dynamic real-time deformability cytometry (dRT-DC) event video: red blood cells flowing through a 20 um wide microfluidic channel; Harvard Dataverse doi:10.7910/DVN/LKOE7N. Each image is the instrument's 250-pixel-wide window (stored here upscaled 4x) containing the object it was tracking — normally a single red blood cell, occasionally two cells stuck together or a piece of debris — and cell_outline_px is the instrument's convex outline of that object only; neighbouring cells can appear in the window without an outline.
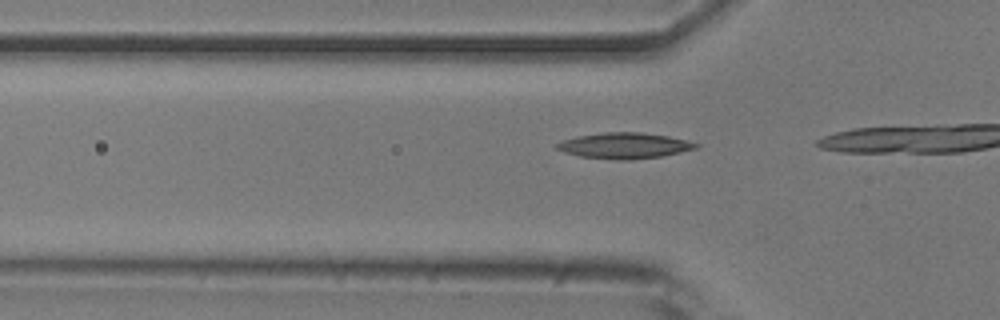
{"species": "common noctule bat (a hibernating species)", "species_latin": "Nyctalus noctula", "temperature_condition": "room temperature", "stored_images_in_passage": 14, "camera_frame_rate_fps": 3000, "um_per_image_px": 0.085, "animal": {"sex": "male", "body_mass_g": 20.5, "forearm_length_mm": 52.5}, "frame": {"image": 1, "passage_image": 12, "time_ms": 3.667, "image_size_px": [1000, 320], "cell_outline_px": [[700, 144], [696, 148], [680, 152], [660, 156], [632, 160], [620, 160], [580, 156], [564, 152], [556, 148], [556, 144], [564, 140], [576, 136], [604, 132], [640, 132], [668, 136]], "centroid_in_image_um": [53.05, 12.37], "position_along_channel_um": 72.7, "area_um2": 20.69}}